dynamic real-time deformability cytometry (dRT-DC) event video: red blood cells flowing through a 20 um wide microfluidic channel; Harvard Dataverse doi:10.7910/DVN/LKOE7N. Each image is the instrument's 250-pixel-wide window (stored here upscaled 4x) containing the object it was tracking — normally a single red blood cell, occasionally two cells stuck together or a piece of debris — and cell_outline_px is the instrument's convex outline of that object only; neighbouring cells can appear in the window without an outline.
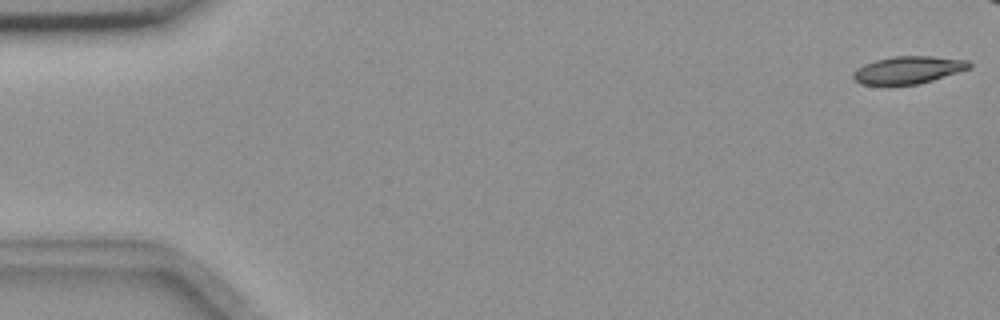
{"species": "common noctule bat (a hibernating species)", "species_latin": "Nyctalus noctula", "temperature_condition": "room temperature", "stored_images_in_passage": 49, "camera_frame_rate_fps": 3000, "um_per_image_px": 0.085, "animal": {"sex": "female", "body_mass_g": 18.4}, "frame": {"image": 1, "passage_image": 1, "time_ms": 0.0, "image_size_px": [1000, 320], "cell_outline_px": [[972, 68], [932, 80], [916, 84], [860, 84], [852, 76], [852, 72], [856, 68], [864, 64], [876, 60], [892, 56], [932, 56], [968, 60], [972, 64]], "centroid_in_image_um": [77.21, 5.93], "position_along_channel_um": 7.8, "area_um2": 18.5}}
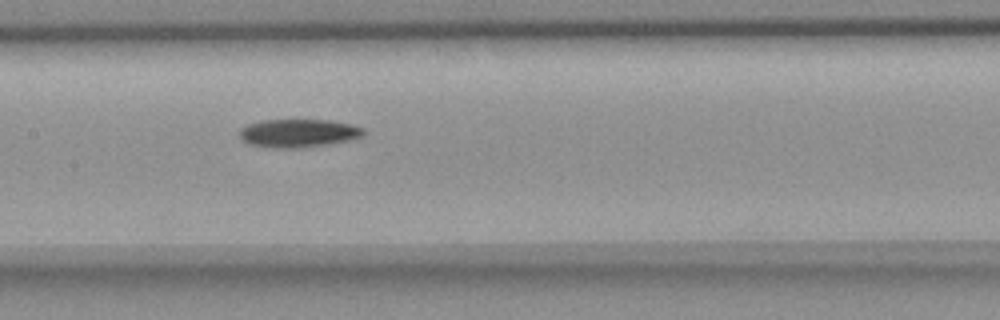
{"frame": {"image": 2, "passage_image": 27, "time_ms": 8.667, "image_size_px": [1000, 320], "cell_outline_px": [[364, 132], [360, 136], [348, 140], [328, 144], [292, 148], [276, 148], [248, 144], [240, 140], [240, 128], [248, 124], [260, 120], [328, 120], [348, 124], [364, 128]], "centroid_in_image_um": [25.29, 11.31], "position_along_channel_um": 182.1, "area_um2": 20.17}}
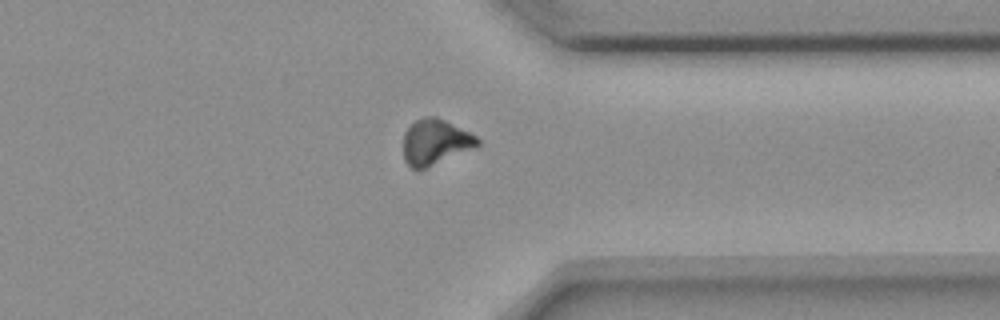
{"frame": {"image": 3, "passage_image": 43, "time_ms": 14.0, "image_size_px": [1000, 320], "cell_outline_px": [[480, 144], [476, 148], [420, 172], [412, 168], [404, 160], [404, 132], [416, 120], [424, 116], [436, 116], [476, 136], [480, 140]], "centroid_in_image_um": [37.0, 12.12], "position_along_channel_um": 374.4, "area_um2": 20.06}, "authors_computed_cell_mechanics": {"area_um2": 20.0566, "velocity_mm_per_s": 3.6679, "shape_relaxation_time_tau1_ms": 6.4401, "shape_relaxation_time_tau2_ms": null, "deformation_change_tau1": 0.1665, "deformation_change_tau2": null}}